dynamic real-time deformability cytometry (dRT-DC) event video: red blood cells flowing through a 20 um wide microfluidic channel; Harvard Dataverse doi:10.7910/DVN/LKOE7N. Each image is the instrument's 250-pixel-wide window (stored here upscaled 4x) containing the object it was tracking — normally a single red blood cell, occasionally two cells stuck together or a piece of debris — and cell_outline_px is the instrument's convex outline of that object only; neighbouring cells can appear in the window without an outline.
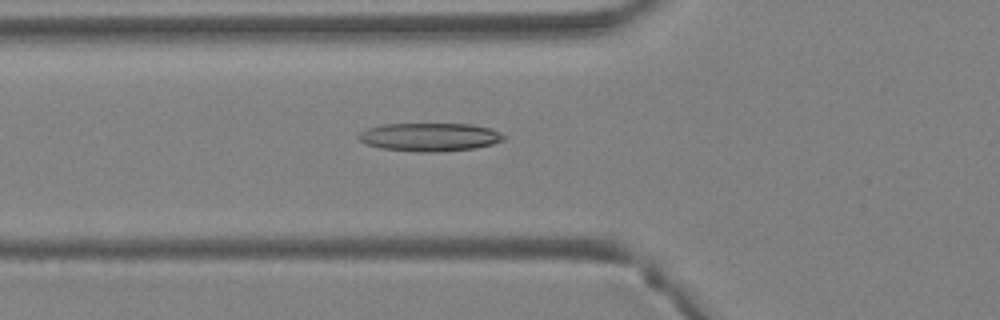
{"species": "Egyptian fruit bat (a non-hibernating species)", "species_latin": "Rousettus aegyptiacus", "temperature_condition": "warm", "stored_images_in_passage": 2, "camera_frame_rate_fps": 3000, "um_per_image_px": 0.085, "animal": {"sex": "female"}, "frame": {"image": 1, "passage_image": 2, "time_ms": 0.333, "image_size_px": [1000, 320], "cell_outline_px": [[508, 136], [504, 140], [492, 144], [476, 148], [436, 152], [420, 152], [380, 148], [368, 144], [360, 140], [356, 136], [360, 132], [368, 128], [384, 124], [472, 124], [492, 128]], "centroid_in_image_um": [36.58, 11.64], "position_along_channel_um": 89.2, "area_um2": 24.04}}